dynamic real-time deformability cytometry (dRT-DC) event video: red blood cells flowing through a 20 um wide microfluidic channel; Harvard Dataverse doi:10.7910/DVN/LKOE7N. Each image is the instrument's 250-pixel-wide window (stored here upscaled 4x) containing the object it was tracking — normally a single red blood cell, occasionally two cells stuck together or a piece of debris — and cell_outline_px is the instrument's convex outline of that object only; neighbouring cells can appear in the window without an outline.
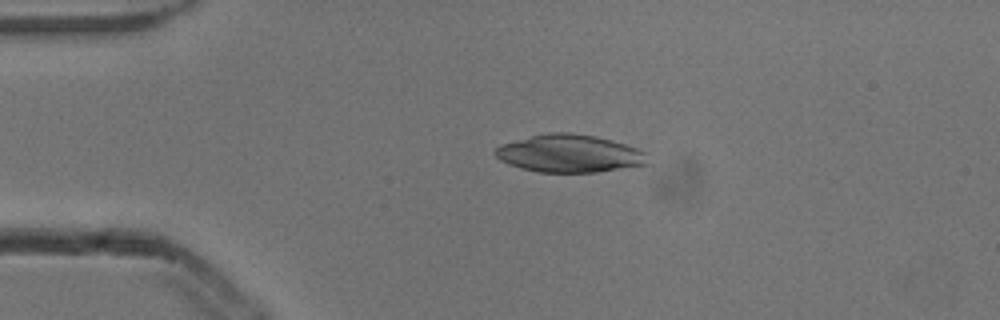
{"species": "common noctule bat (a hibernating species)", "species_latin": "Nyctalus noctula", "temperature_condition": "cold", "stored_images_in_passage": 4, "camera_frame_rate_fps": 3000, "um_per_image_px": 0.085, "animal": {"sex": "male", "body_mass_g": 13.3}, "frame": {"image": 1, "passage_image": 3, "time_ms": 0.667, "image_size_px": [1000, 320], "cell_outline_px": [[652, 164], [596, 172], [540, 172], [520, 168], [508, 164], [500, 160], [492, 152], [500, 144], [548, 132], [572, 132], [596, 136], [612, 140], [636, 148], [644, 152]], "centroid_in_image_um": [48.41, 13.05], "position_along_channel_um": 36.6, "area_um2": 33.64}}